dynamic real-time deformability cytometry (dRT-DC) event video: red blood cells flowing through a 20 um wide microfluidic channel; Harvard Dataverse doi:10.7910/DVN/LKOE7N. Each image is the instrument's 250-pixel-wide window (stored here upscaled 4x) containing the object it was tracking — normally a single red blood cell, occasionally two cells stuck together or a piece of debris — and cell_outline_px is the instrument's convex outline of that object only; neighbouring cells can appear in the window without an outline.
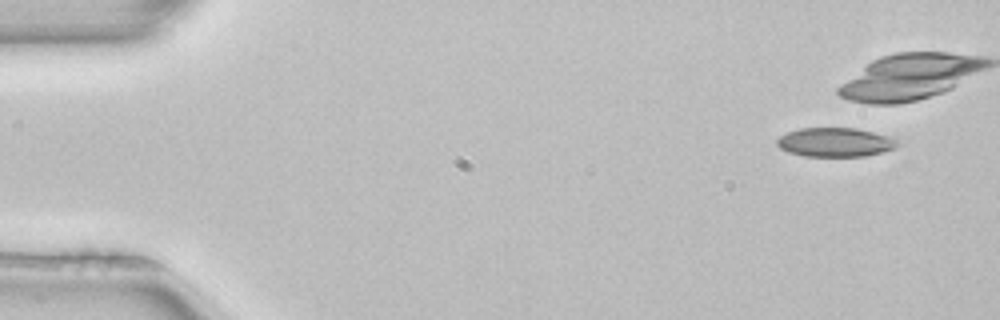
{"species": "common noctule bat (a hibernating species)", "species_latin": "Nyctalus noctula", "temperature_condition": "room temperature", "stored_images_in_passage": 5, "camera_frame_rate_fps": 3000, "um_per_image_px": 0.085, "animal": {"sex": "female", "body_mass_g": 22.7, "forearm_length_mm": 54.2}, "frame": {"image": 1, "passage_image": 1, "time_ms": 0.0, "image_size_px": [1000, 320], "cell_outline_px": [[900, 144], [896, 148], [864, 156], [804, 156], [788, 152], [780, 148], [776, 144], [776, 140], [780, 136], [788, 132], [800, 128], [856, 128], [888, 136], [896, 140]], "centroid_in_image_um": [70.97, 12.09], "position_along_channel_um": 14.0, "area_um2": 20.29}}